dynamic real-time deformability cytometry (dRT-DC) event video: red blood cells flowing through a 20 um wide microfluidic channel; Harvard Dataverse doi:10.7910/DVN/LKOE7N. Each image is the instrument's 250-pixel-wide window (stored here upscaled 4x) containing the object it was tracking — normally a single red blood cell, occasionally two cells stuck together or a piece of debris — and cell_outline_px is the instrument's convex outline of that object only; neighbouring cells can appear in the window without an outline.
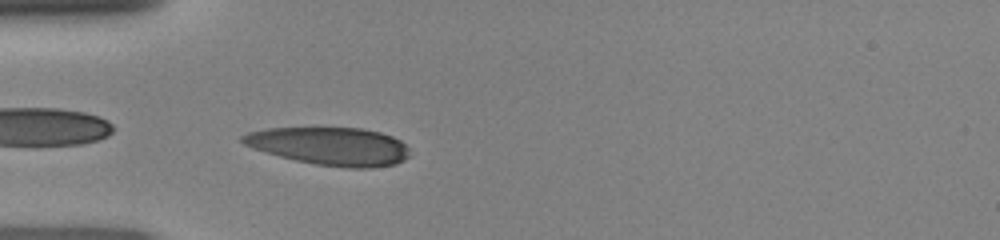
{"species": "human", "species_latin": "Homo sapiens", "temperature_condition": "room temperature", "stored_images_in_passage": 34, "camera_frame_rate_fps": 3000, "um_per_image_px": 0.085, "donor": {"sex": "female"}, "frame": {"image": 1, "passage_image": 1, "time_ms": 0.0, "image_size_px": [1000, 240], "cell_outline_px": [[408, 156], [404, 160], [396, 164], [372, 168], [348, 168], [316, 164], [296, 160], [280, 156], [252, 148], [244, 144], [240, 140], [240, 136], [248, 132], [268, 128], [360, 128], [380, 132], [392, 136], [400, 140], [408, 148]], "centroid_in_image_um": [28.05, 12.43], "position_along_channel_um": 57.0, "area_um2": 36.88}}
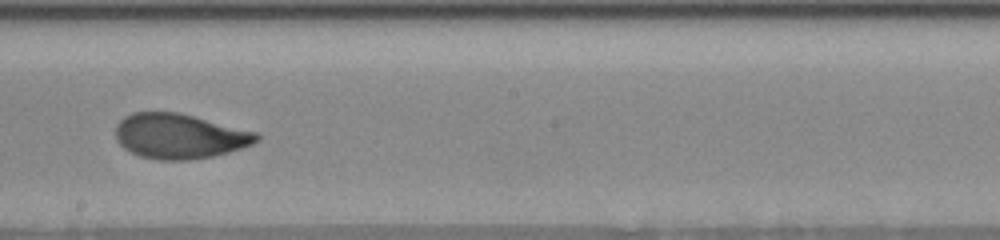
{"frame": {"image": 2, "passage_image": 14, "time_ms": 4.333, "image_size_px": [1000, 240], "cell_outline_px": [[260, 140], [252, 144], [228, 152], [212, 156], [188, 160], [156, 160], [140, 156], [124, 148], [120, 144], [116, 136], [116, 124], [124, 116], [132, 112], [180, 112], [256, 132], [260, 136]], "centroid_in_image_um": [15.24, 11.56], "position_along_channel_um": 233.0, "area_um2": 36.93}}
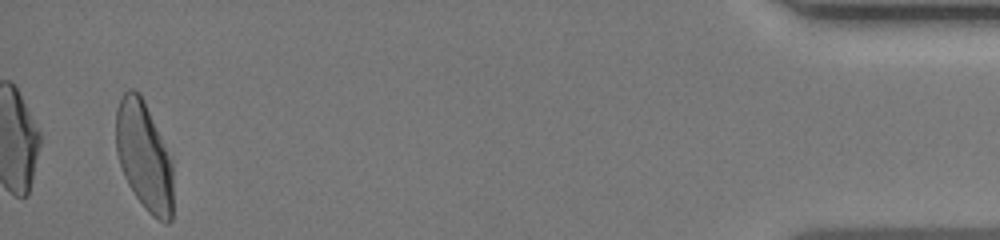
{"frame": {"image": 3, "passage_image": 33, "time_ms": 10.667, "image_size_px": [1000, 240], "cell_outline_px": [[172, 220], [168, 224], [164, 224], [152, 216], [144, 208], [128, 184], [124, 176], [116, 152], [116, 108], [124, 92], [128, 88], [132, 88], [140, 92], [144, 100], [172, 160]], "centroid_in_image_um": [12.24, 13.28], "position_along_channel_um": 423.0, "area_um2": 36.36}}